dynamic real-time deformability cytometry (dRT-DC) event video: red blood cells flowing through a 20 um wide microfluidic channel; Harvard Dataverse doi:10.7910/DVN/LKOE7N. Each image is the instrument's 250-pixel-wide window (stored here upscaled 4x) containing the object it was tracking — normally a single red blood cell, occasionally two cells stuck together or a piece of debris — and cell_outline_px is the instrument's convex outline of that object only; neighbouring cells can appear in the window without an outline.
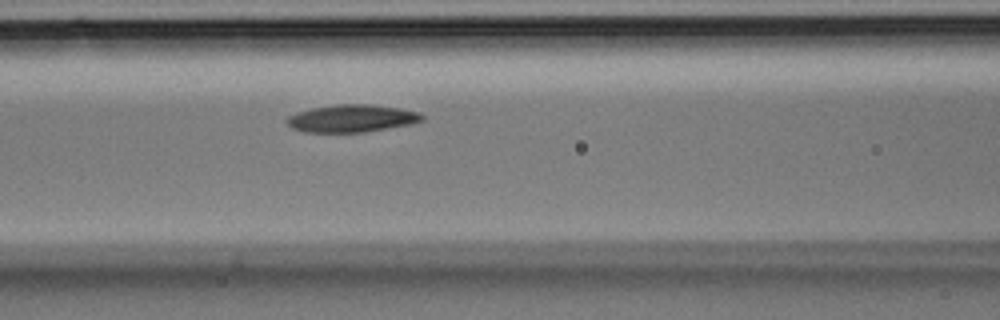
{"species": "Egyptian fruit bat (a non-hibernating species)", "species_latin": "Rousettus aegyptiacus", "temperature_condition": "room temperature", "stored_images_in_passage": 29, "camera_frame_rate_fps": 3000, "um_per_image_px": 0.085, "animal": {"sex": "male"}, "frame": {"image": 1, "passage_image": 8, "time_ms": 2.333, "image_size_px": [1000, 320], "cell_outline_px": [[424, 120], [412, 124], [364, 132], [304, 132], [292, 128], [288, 124], [288, 116], [296, 112], [312, 108], [336, 104], [368, 104], [400, 108], [420, 112], [424, 116]], "centroid_in_image_um": [29.93, 10.06], "position_along_channel_um": 136.7, "area_um2": 21.68}}
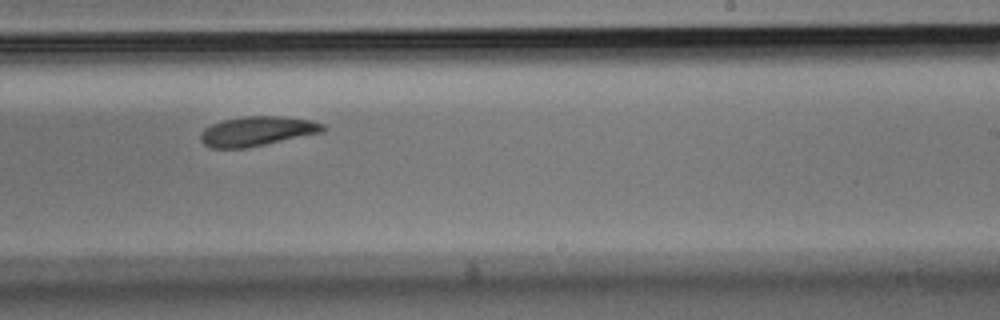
{"frame": {"image": 2, "passage_image": 15, "time_ms": 4.667, "image_size_px": [1000, 320], "cell_outline_px": [[324, 132], [244, 148], [212, 148], [204, 144], [200, 140], [200, 136], [204, 128], [212, 124], [224, 120], [244, 116], [284, 116], [312, 120], [324, 124]], "centroid_in_image_um": [21.86, 11.14], "position_along_channel_um": 267.1, "area_um2": 20.98}}
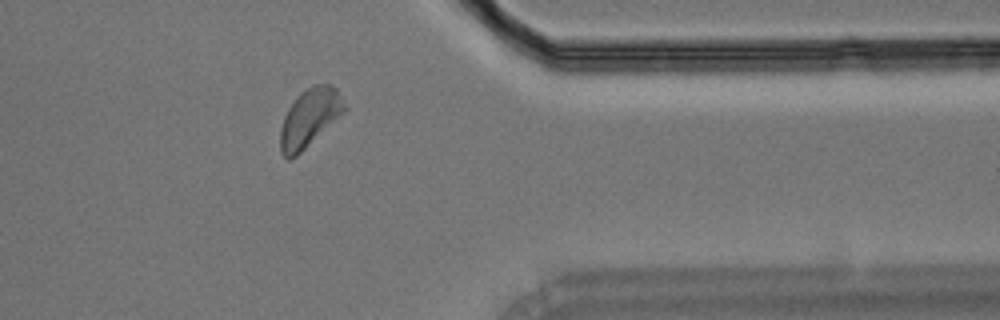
{"frame": {"image": 3, "passage_image": 22, "time_ms": 7.0, "image_size_px": [1000, 320], "cell_outline_px": [[348, 108], [344, 112], [296, 156], [288, 160], [280, 152], [280, 128], [284, 116], [288, 108], [312, 84], [328, 84], [336, 88]], "centroid_in_image_um": [26.31, 10.03], "position_along_channel_um": 385.1, "area_um2": 21.21}}